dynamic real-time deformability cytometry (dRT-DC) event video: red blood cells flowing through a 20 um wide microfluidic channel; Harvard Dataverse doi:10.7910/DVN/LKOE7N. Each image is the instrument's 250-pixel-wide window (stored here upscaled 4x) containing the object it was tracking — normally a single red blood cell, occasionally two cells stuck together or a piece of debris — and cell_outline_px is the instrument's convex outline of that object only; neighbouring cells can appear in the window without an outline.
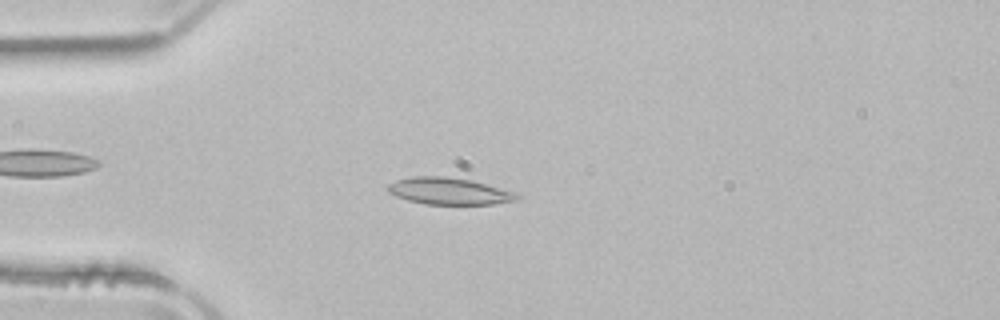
{"species": "common noctule bat (a hibernating species)", "species_latin": "Nyctalus noctula", "temperature_condition": "room temperature", "stored_images_in_passage": 39, "camera_frame_rate_fps": 3000, "um_per_image_px": 0.085, "animal": {"sex": "male", "body_mass_g": 21.5, "forearm_length_mm": 52.0}, "frame": {"image": 1, "passage_image": 1, "time_ms": 0.0, "image_size_px": [1000, 320], "cell_outline_px": [[520, 196], [516, 200], [492, 204], [424, 204], [408, 200], [396, 196], [388, 192], [384, 188], [388, 184], [396, 180], [412, 176], [444, 176], [472, 180], [516, 192]], "centroid_in_image_um": [38.13, 16.24], "position_along_channel_um": 46.9, "area_um2": 20.29}}
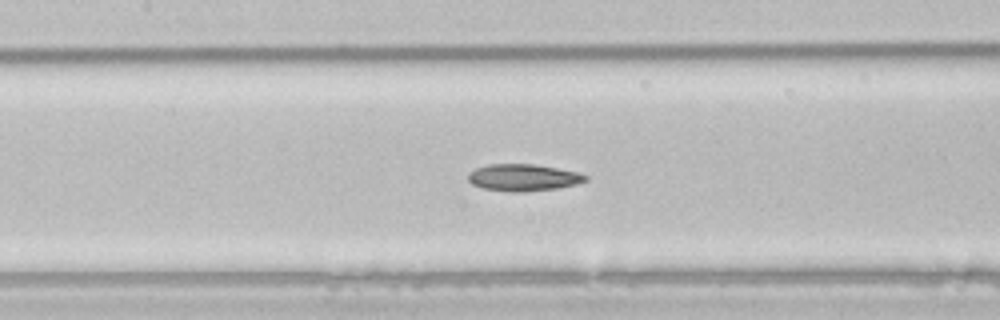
{"frame": {"image": 2, "passage_image": 11, "time_ms": 3.333, "image_size_px": [1000, 320], "cell_outline_px": [[588, 180], [576, 184], [556, 188], [512, 192], [484, 188], [472, 184], [468, 180], [468, 172], [476, 168], [488, 164], [532, 164], [580, 172], [588, 176]], "centroid_in_image_um": [44.47, 15.08], "position_along_channel_um": 162.9, "area_um2": 18.21}}
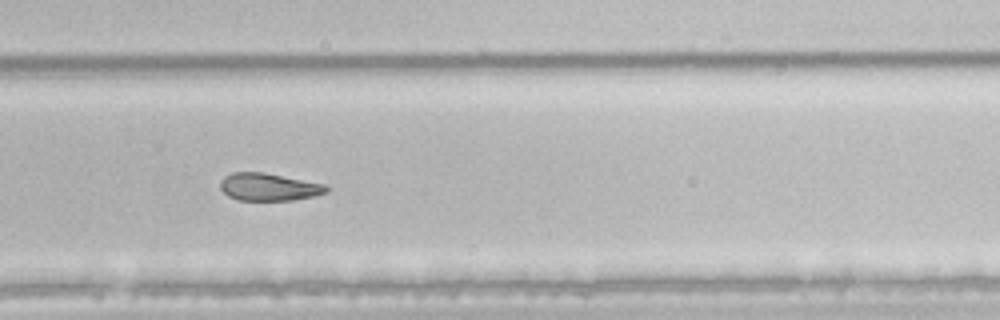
{"frame": {"image": 3, "passage_image": 22, "time_ms": 7.0, "image_size_px": [1000, 320], "cell_outline_px": [[328, 192], [312, 196], [292, 200], [236, 200], [228, 196], [220, 188], [220, 180], [224, 176], [232, 172], [264, 172], [324, 184], [328, 188]], "centroid_in_image_um": [22.8, 15.89], "position_along_channel_um": 307.0, "area_um2": 16.99}, "authors_computed_cell_mechanics": {"area_um2": 18.2648, "velocity_mm_per_s": 3.9482, "shape_relaxation_time_tau1_ms": null, "shape_relaxation_time_tau2_ms": 9.6696, "deformation_change_tau1": null, "deformation_change_tau2": 0.1805}}